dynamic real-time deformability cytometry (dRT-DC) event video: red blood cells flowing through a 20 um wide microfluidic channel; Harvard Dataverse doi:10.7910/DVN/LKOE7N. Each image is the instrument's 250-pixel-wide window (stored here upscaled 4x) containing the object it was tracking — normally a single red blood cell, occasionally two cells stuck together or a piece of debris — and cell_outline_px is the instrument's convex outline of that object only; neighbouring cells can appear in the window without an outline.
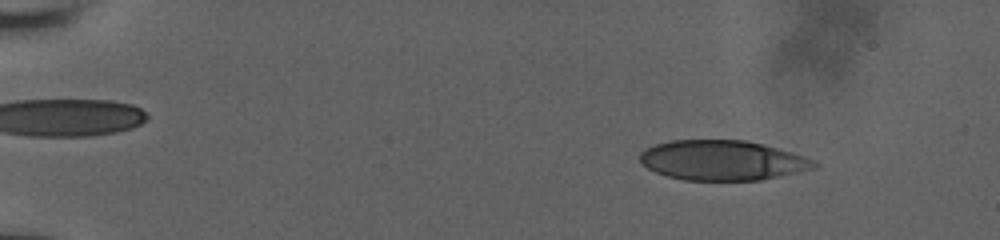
{"species": "human", "species_latin": "Homo sapiens", "temperature_condition": "room temperature", "stored_images_in_passage": 53, "camera_frame_rate_fps": 3000, "um_per_image_px": 0.085, "donor": {"sex": "male"}, "frame": {"image": 1, "passage_image": 7, "time_ms": 2.0, "image_size_px": [1000, 240], "cell_outline_px": [[816, 168], [760, 180], [684, 180], [668, 176], [656, 172], [648, 168], [640, 160], [640, 152], [644, 148], [656, 144], [672, 140], [744, 140], [792, 152], [804, 156], [812, 160], [816, 164]], "centroid_in_image_um": [61.37, 13.63], "position_along_channel_um": 23.6, "area_um2": 40.17}}
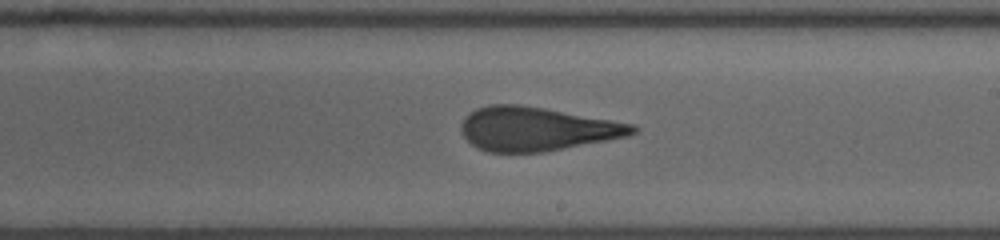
{"frame": {"image": 2, "passage_image": 33, "time_ms": 10.667, "image_size_px": [1000, 240], "cell_outline_px": [[640, 128], [636, 132], [628, 136], [608, 140], [544, 152], [488, 152], [476, 148], [464, 136], [460, 128], [460, 124], [476, 108], [488, 104], [520, 104], [544, 108], [636, 124]], "centroid_in_image_um": [45.64, 10.96], "position_along_channel_um": 243.4, "area_um2": 43.81}}
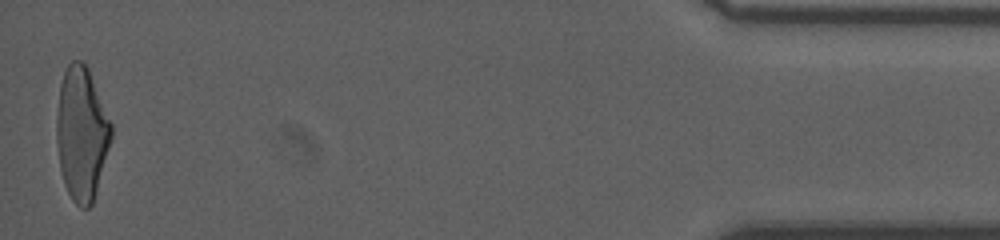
{"frame": {"image": 3, "passage_image": 53, "time_ms": 17.333, "image_size_px": [1000, 240], "cell_outline_px": [[112, 136], [96, 192], [92, 204], [88, 208], [80, 208], [72, 200], [64, 184], [60, 168], [56, 140], [56, 120], [60, 84], [64, 72], [68, 64], [72, 60], [80, 60], [88, 68], [112, 124]], "centroid_in_image_um": [6.93, 11.36], "position_along_channel_um": 428.3, "area_um2": 42.31}, "authors_computed_cell_mechanics": {"area_um2": 43.2922, "velocity_mm_per_s": 3.9742, "shape_relaxation_time_tau1_ms": 8.457, "shape_relaxation_time_tau2_ms": 1.4172, "deformation_change_tau1": 0.2859, "deformation_change_tau2": 0.1159}}